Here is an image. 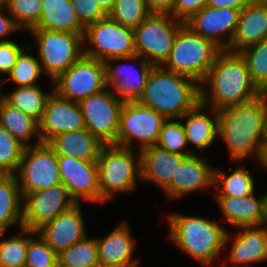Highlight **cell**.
<instances>
[{"mask_svg": "<svg viewBox=\"0 0 267 267\" xmlns=\"http://www.w3.org/2000/svg\"><path fill=\"white\" fill-rule=\"evenodd\" d=\"M218 138L227 145L230 158L243 161L257 158L267 137V103L261 94L256 98L218 111Z\"/></svg>", "mask_w": 267, "mask_h": 267, "instance_id": "cell-1", "label": "cell"}, {"mask_svg": "<svg viewBox=\"0 0 267 267\" xmlns=\"http://www.w3.org/2000/svg\"><path fill=\"white\" fill-rule=\"evenodd\" d=\"M208 86V88H207ZM261 94L240 53L223 50L201 83V103L219 111L250 101Z\"/></svg>", "mask_w": 267, "mask_h": 267, "instance_id": "cell-2", "label": "cell"}, {"mask_svg": "<svg viewBox=\"0 0 267 267\" xmlns=\"http://www.w3.org/2000/svg\"><path fill=\"white\" fill-rule=\"evenodd\" d=\"M137 102L166 119H178L201 103V83L162 66H153Z\"/></svg>", "mask_w": 267, "mask_h": 267, "instance_id": "cell-3", "label": "cell"}, {"mask_svg": "<svg viewBox=\"0 0 267 267\" xmlns=\"http://www.w3.org/2000/svg\"><path fill=\"white\" fill-rule=\"evenodd\" d=\"M169 237L181 251L202 266L212 265L221 254L227 230L223 224L209 218L170 214L168 217Z\"/></svg>", "mask_w": 267, "mask_h": 267, "instance_id": "cell-4", "label": "cell"}, {"mask_svg": "<svg viewBox=\"0 0 267 267\" xmlns=\"http://www.w3.org/2000/svg\"><path fill=\"white\" fill-rule=\"evenodd\" d=\"M222 51L214 41L194 33L183 24L162 67L202 83Z\"/></svg>", "mask_w": 267, "mask_h": 267, "instance_id": "cell-5", "label": "cell"}, {"mask_svg": "<svg viewBox=\"0 0 267 267\" xmlns=\"http://www.w3.org/2000/svg\"><path fill=\"white\" fill-rule=\"evenodd\" d=\"M133 148L104 145L96 160L102 203L117 193H130L141 179V157ZM137 156V157H136Z\"/></svg>", "mask_w": 267, "mask_h": 267, "instance_id": "cell-6", "label": "cell"}, {"mask_svg": "<svg viewBox=\"0 0 267 267\" xmlns=\"http://www.w3.org/2000/svg\"><path fill=\"white\" fill-rule=\"evenodd\" d=\"M28 32L36 39L37 58L51 82L84 55L83 35L43 29Z\"/></svg>", "mask_w": 267, "mask_h": 267, "instance_id": "cell-7", "label": "cell"}, {"mask_svg": "<svg viewBox=\"0 0 267 267\" xmlns=\"http://www.w3.org/2000/svg\"><path fill=\"white\" fill-rule=\"evenodd\" d=\"M83 44L90 45L83 48L85 56L103 62L111 58L136 55L134 30L117 23L109 16L85 27Z\"/></svg>", "mask_w": 267, "mask_h": 267, "instance_id": "cell-8", "label": "cell"}, {"mask_svg": "<svg viewBox=\"0 0 267 267\" xmlns=\"http://www.w3.org/2000/svg\"><path fill=\"white\" fill-rule=\"evenodd\" d=\"M183 24L169 14L151 13L133 29L136 55L153 66H162L168 59L176 34Z\"/></svg>", "mask_w": 267, "mask_h": 267, "instance_id": "cell-9", "label": "cell"}, {"mask_svg": "<svg viewBox=\"0 0 267 267\" xmlns=\"http://www.w3.org/2000/svg\"><path fill=\"white\" fill-rule=\"evenodd\" d=\"M166 120L163 115L137 101H126L120 111L116 145L134 149L132 145H136L137 141L139 151L154 146Z\"/></svg>", "mask_w": 267, "mask_h": 267, "instance_id": "cell-10", "label": "cell"}, {"mask_svg": "<svg viewBox=\"0 0 267 267\" xmlns=\"http://www.w3.org/2000/svg\"><path fill=\"white\" fill-rule=\"evenodd\" d=\"M15 176L22 197L61 184L58 155L47 143L26 147Z\"/></svg>", "mask_w": 267, "mask_h": 267, "instance_id": "cell-11", "label": "cell"}, {"mask_svg": "<svg viewBox=\"0 0 267 267\" xmlns=\"http://www.w3.org/2000/svg\"><path fill=\"white\" fill-rule=\"evenodd\" d=\"M51 85L53 91L60 97L79 102L107 88L105 64L103 61L83 55Z\"/></svg>", "mask_w": 267, "mask_h": 267, "instance_id": "cell-12", "label": "cell"}, {"mask_svg": "<svg viewBox=\"0 0 267 267\" xmlns=\"http://www.w3.org/2000/svg\"><path fill=\"white\" fill-rule=\"evenodd\" d=\"M85 121V129L103 144L116 145L120 111L124 101L110 88L90 95L78 102Z\"/></svg>", "mask_w": 267, "mask_h": 267, "instance_id": "cell-13", "label": "cell"}, {"mask_svg": "<svg viewBox=\"0 0 267 267\" xmlns=\"http://www.w3.org/2000/svg\"><path fill=\"white\" fill-rule=\"evenodd\" d=\"M76 204L62 183L25 194L22 203V228L37 231Z\"/></svg>", "mask_w": 267, "mask_h": 267, "instance_id": "cell-14", "label": "cell"}, {"mask_svg": "<svg viewBox=\"0 0 267 267\" xmlns=\"http://www.w3.org/2000/svg\"><path fill=\"white\" fill-rule=\"evenodd\" d=\"M58 165L61 182L76 203L81 200L102 203L96 161L58 155Z\"/></svg>", "mask_w": 267, "mask_h": 267, "instance_id": "cell-15", "label": "cell"}, {"mask_svg": "<svg viewBox=\"0 0 267 267\" xmlns=\"http://www.w3.org/2000/svg\"><path fill=\"white\" fill-rule=\"evenodd\" d=\"M118 61H137L140 68L127 63L114 67L112 64ZM104 64L106 87L112 89L116 96L124 102L137 101L143 93L153 65L139 55L111 58Z\"/></svg>", "mask_w": 267, "mask_h": 267, "instance_id": "cell-16", "label": "cell"}, {"mask_svg": "<svg viewBox=\"0 0 267 267\" xmlns=\"http://www.w3.org/2000/svg\"><path fill=\"white\" fill-rule=\"evenodd\" d=\"M39 123L41 143L70 131L85 129V121L78 102L60 97L52 91Z\"/></svg>", "mask_w": 267, "mask_h": 267, "instance_id": "cell-17", "label": "cell"}, {"mask_svg": "<svg viewBox=\"0 0 267 267\" xmlns=\"http://www.w3.org/2000/svg\"><path fill=\"white\" fill-rule=\"evenodd\" d=\"M239 9L203 7L184 24L194 33L214 41L223 50L231 44L236 30Z\"/></svg>", "mask_w": 267, "mask_h": 267, "instance_id": "cell-18", "label": "cell"}, {"mask_svg": "<svg viewBox=\"0 0 267 267\" xmlns=\"http://www.w3.org/2000/svg\"><path fill=\"white\" fill-rule=\"evenodd\" d=\"M238 234L227 231L224 245L231 241L227 263L232 267H248L251 264L267 262V225L240 227ZM230 233V234H229Z\"/></svg>", "mask_w": 267, "mask_h": 267, "instance_id": "cell-19", "label": "cell"}, {"mask_svg": "<svg viewBox=\"0 0 267 267\" xmlns=\"http://www.w3.org/2000/svg\"><path fill=\"white\" fill-rule=\"evenodd\" d=\"M80 205L77 203L36 231L57 254L81 241L88 234Z\"/></svg>", "mask_w": 267, "mask_h": 267, "instance_id": "cell-20", "label": "cell"}, {"mask_svg": "<svg viewBox=\"0 0 267 267\" xmlns=\"http://www.w3.org/2000/svg\"><path fill=\"white\" fill-rule=\"evenodd\" d=\"M214 168L204 157L189 155L174 173L170 185L163 191L170 201L201 189L214 188Z\"/></svg>", "mask_w": 267, "mask_h": 267, "instance_id": "cell-21", "label": "cell"}, {"mask_svg": "<svg viewBox=\"0 0 267 267\" xmlns=\"http://www.w3.org/2000/svg\"><path fill=\"white\" fill-rule=\"evenodd\" d=\"M129 224L122 221L105 237H96L99 265L107 267H136L139 259L132 258L136 244Z\"/></svg>", "mask_w": 267, "mask_h": 267, "instance_id": "cell-22", "label": "cell"}, {"mask_svg": "<svg viewBox=\"0 0 267 267\" xmlns=\"http://www.w3.org/2000/svg\"><path fill=\"white\" fill-rule=\"evenodd\" d=\"M224 219L236 230L240 227L261 226L266 224L265 194L257 198L248 196H214Z\"/></svg>", "mask_w": 267, "mask_h": 267, "instance_id": "cell-23", "label": "cell"}, {"mask_svg": "<svg viewBox=\"0 0 267 267\" xmlns=\"http://www.w3.org/2000/svg\"><path fill=\"white\" fill-rule=\"evenodd\" d=\"M267 39V0H255L240 11L236 30L227 51L239 53Z\"/></svg>", "mask_w": 267, "mask_h": 267, "instance_id": "cell-24", "label": "cell"}, {"mask_svg": "<svg viewBox=\"0 0 267 267\" xmlns=\"http://www.w3.org/2000/svg\"><path fill=\"white\" fill-rule=\"evenodd\" d=\"M187 156L171 153L156 145L140 150L141 181H149L164 191Z\"/></svg>", "mask_w": 267, "mask_h": 267, "instance_id": "cell-25", "label": "cell"}, {"mask_svg": "<svg viewBox=\"0 0 267 267\" xmlns=\"http://www.w3.org/2000/svg\"><path fill=\"white\" fill-rule=\"evenodd\" d=\"M206 105L200 103L196 108L179 118L185 130L187 144H193L199 150H205L218 138L219 118L218 111L210 107L207 115ZM185 121V122H183Z\"/></svg>", "mask_w": 267, "mask_h": 267, "instance_id": "cell-26", "label": "cell"}, {"mask_svg": "<svg viewBox=\"0 0 267 267\" xmlns=\"http://www.w3.org/2000/svg\"><path fill=\"white\" fill-rule=\"evenodd\" d=\"M32 29L84 35L71 0H42L39 22Z\"/></svg>", "mask_w": 267, "mask_h": 267, "instance_id": "cell-27", "label": "cell"}, {"mask_svg": "<svg viewBox=\"0 0 267 267\" xmlns=\"http://www.w3.org/2000/svg\"><path fill=\"white\" fill-rule=\"evenodd\" d=\"M57 155H66L84 161H96L103 144L87 129L61 133L47 143Z\"/></svg>", "mask_w": 267, "mask_h": 267, "instance_id": "cell-28", "label": "cell"}, {"mask_svg": "<svg viewBox=\"0 0 267 267\" xmlns=\"http://www.w3.org/2000/svg\"><path fill=\"white\" fill-rule=\"evenodd\" d=\"M22 203L20 187L15 175L0 174V232L17 224L22 228Z\"/></svg>", "mask_w": 267, "mask_h": 267, "instance_id": "cell-29", "label": "cell"}, {"mask_svg": "<svg viewBox=\"0 0 267 267\" xmlns=\"http://www.w3.org/2000/svg\"><path fill=\"white\" fill-rule=\"evenodd\" d=\"M0 125L5 128L25 148L41 143L39 123L33 117L24 114L5 102L0 108ZM37 135L34 144H30L32 136ZM37 142V143H36Z\"/></svg>", "mask_w": 267, "mask_h": 267, "instance_id": "cell-30", "label": "cell"}, {"mask_svg": "<svg viewBox=\"0 0 267 267\" xmlns=\"http://www.w3.org/2000/svg\"><path fill=\"white\" fill-rule=\"evenodd\" d=\"M253 176L244 166L237 167L227 175L222 169L214 168L213 187L217 189L215 196H248L255 192Z\"/></svg>", "mask_w": 267, "mask_h": 267, "instance_id": "cell-31", "label": "cell"}, {"mask_svg": "<svg viewBox=\"0 0 267 267\" xmlns=\"http://www.w3.org/2000/svg\"><path fill=\"white\" fill-rule=\"evenodd\" d=\"M51 94L45 93L41 85L17 87L6 94V102L39 122Z\"/></svg>", "mask_w": 267, "mask_h": 267, "instance_id": "cell-32", "label": "cell"}, {"mask_svg": "<svg viewBox=\"0 0 267 267\" xmlns=\"http://www.w3.org/2000/svg\"><path fill=\"white\" fill-rule=\"evenodd\" d=\"M19 234L4 239L0 232V267H25L29 240L37 233L20 228Z\"/></svg>", "mask_w": 267, "mask_h": 267, "instance_id": "cell-33", "label": "cell"}, {"mask_svg": "<svg viewBox=\"0 0 267 267\" xmlns=\"http://www.w3.org/2000/svg\"><path fill=\"white\" fill-rule=\"evenodd\" d=\"M58 261L70 267H97L99 266L98 244L96 238L88 235L62 250L58 254Z\"/></svg>", "mask_w": 267, "mask_h": 267, "instance_id": "cell-34", "label": "cell"}, {"mask_svg": "<svg viewBox=\"0 0 267 267\" xmlns=\"http://www.w3.org/2000/svg\"><path fill=\"white\" fill-rule=\"evenodd\" d=\"M245 59L254 85L262 91L267 86V39L239 52Z\"/></svg>", "mask_w": 267, "mask_h": 267, "instance_id": "cell-35", "label": "cell"}, {"mask_svg": "<svg viewBox=\"0 0 267 267\" xmlns=\"http://www.w3.org/2000/svg\"><path fill=\"white\" fill-rule=\"evenodd\" d=\"M151 13L145 0H116L108 16L129 28H137Z\"/></svg>", "mask_w": 267, "mask_h": 267, "instance_id": "cell-36", "label": "cell"}, {"mask_svg": "<svg viewBox=\"0 0 267 267\" xmlns=\"http://www.w3.org/2000/svg\"><path fill=\"white\" fill-rule=\"evenodd\" d=\"M187 139L182 121L178 119H167L160 130L156 146L171 153L180 155H192L193 149L186 150Z\"/></svg>", "mask_w": 267, "mask_h": 267, "instance_id": "cell-37", "label": "cell"}, {"mask_svg": "<svg viewBox=\"0 0 267 267\" xmlns=\"http://www.w3.org/2000/svg\"><path fill=\"white\" fill-rule=\"evenodd\" d=\"M24 49L17 57L12 71L8 74L12 83L17 87L38 85V79L43 75L40 62L34 55Z\"/></svg>", "mask_w": 267, "mask_h": 267, "instance_id": "cell-38", "label": "cell"}, {"mask_svg": "<svg viewBox=\"0 0 267 267\" xmlns=\"http://www.w3.org/2000/svg\"><path fill=\"white\" fill-rule=\"evenodd\" d=\"M41 3L42 0H6L3 5L15 23L28 31L39 22Z\"/></svg>", "mask_w": 267, "mask_h": 267, "instance_id": "cell-39", "label": "cell"}, {"mask_svg": "<svg viewBox=\"0 0 267 267\" xmlns=\"http://www.w3.org/2000/svg\"><path fill=\"white\" fill-rule=\"evenodd\" d=\"M24 146L0 125V174L15 175Z\"/></svg>", "mask_w": 267, "mask_h": 267, "instance_id": "cell-40", "label": "cell"}, {"mask_svg": "<svg viewBox=\"0 0 267 267\" xmlns=\"http://www.w3.org/2000/svg\"><path fill=\"white\" fill-rule=\"evenodd\" d=\"M57 262L58 254L36 233L29 240L25 267H55Z\"/></svg>", "mask_w": 267, "mask_h": 267, "instance_id": "cell-41", "label": "cell"}, {"mask_svg": "<svg viewBox=\"0 0 267 267\" xmlns=\"http://www.w3.org/2000/svg\"><path fill=\"white\" fill-rule=\"evenodd\" d=\"M71 3L84 27L108 16L97 0H71Z\"/></svg>", "mask_w": 267, "mask_h": 267, "instance_id": "cell-42", "label": "cell"}, {"mask_svg": "<svg viewBox=\"0 0 267 267\" xmlns=\"http://www.w3.org/2000/svg\"><path fill=\"white\" fill-rule=\"evenodd\" d=\"M30 51V46H20L13 40L0 42V73L8 75L16 63L17 57L24 50Z\"/></svg>", "mask_w": 267, "mask_h": 267, "instance_id": "cell-43", "label": "cell"}, {"mask_svg": "<svg viewBox=\"0 0 267 267\" xmlns=\"http://www.w3.org/2000/svg\"><path fill=\"white\" fill-rule=\"evenodd\" d=\"M207 4V0H176L173 12L170 14L176 20L185 23Z\"/></svg>", "mask_w": 267, "mask_h": 267, "instance_id": "cell-44", "label": "cell"}, {"mask_svg": "<svg viewBox=\"0 0 267 267\" xmlns=\"http://www.w3.org/2000/svg\"><path fill=\"white\" fill-rule=\"evenodd\" d=\"M3 11H6V8L3 4H0V42L8 41L9 35L13 32L21 29L14 21L11 15L5 16Z\"/></svg>", "mask_w": 267, "mask_h": 267, "instance_id": "cell-45", "label": "cell"}, {"mask_svg": "<svg viewBox=\"0 0 267 267\" xmlns=\"http://www.w3.org/2000/svg\"><path fill=\"white\" fill-rule=\"evenodd\" d=\"M176 0H145L150 13L171 14Z\"/></svg>", "mask_w": 267, "mask_h": 267, "instance_id": "cell-46", "label": "cell"}, {"mask_svg": "<svg viewBox=\"0 0 267 267\" xmlns=\"http://www.w3.org/2000/svg\"><path fill=\"white\" fill-rule=\"evenodd\" d=\"M255 0H207V6L213 8H233L242 10Z\"/></svg>", "mask_w": 267, "mask_h": 267, "instance_id": "cell-47", "label": "cell"}, {"mask_svg": "<svg viewBox=\"0 0 267 267\" xmlns=\"http://www.w3.org/2000/svg\"><path fill=\"white\" fill-rule=\"evenodd\" d=\"M257 160L259 163L261 162L260 164L267 170V137L261 144Z\"/></svg>", "mask_w": 267, "mask_h": 267, "instance_id": "cell-48", "label": "cell"}, {"mask_svg": "<svg viewBox=\"0 0 267 267\" xmlns=\"http://www.w3.org/2000/svg\"><path fill=\"white\" fill-rule=\"evenodd\" d=\"M102 9L108 14L114 7L116 0H97Z\"/></svg>", "mask_w": 267, "mask_h": 267, "instance_id": "cell-49", "label": "cell"}, {"mask_svg": "<svg viewBox=\"0 0 267 267\" xmlns=\"http://www.w3.org/2000/svg\"><path fill=\"white\" fill-rule=\"evenodd\" d=\"M0 80H1V78H0ZM1 85H3V83L0 84V108L6 102V94H2V90H1L2 86Z\"/></svg>", "mask_w": 267, "mask_h": 267, "instance_id": "cell-50", "label": "cell"}, {"mask_svg": "<svg viewBox=\"0 0 267 267\" xmlns=\"http://www.w3.org/2000/svg\"><path fill=\"white\" fill-rule=\"evenodd\" d=\"M261 95L267 98V86L261 91Z\"/></svg>", "mask_w": 267, "mask_h": 267, "instance_id": "cell-51", "label": "cell"}, {"mask_svg": "<svg viewBox=\"0 0 267 267\" xmlns=\"http://www.w3.org/2000/svg\"><path fill=\"white\" fill-rule=\"evenodd\" d=\"M265 209H266V223H267V192L265 193Z\"/></svg>", "mask_w": 267, "mask_h": 267, "instance_id": "cell-52", "label": "cell"}, {"mask_svg": "<svg viewBox=\"0 0 267 267\" xmlns=\"http://www.w3.org/2000/svg\"><path fill=\"white\" fill-rule=\"evenodd\" d=\"M55 267H70V266L61 264V263L58 261Z\"/></svg>", "mask_w": 267, "mask_h": 267, "instance_id": "cell-53", "label": "cell"}, {"mask_svg": "<svg viewBox=\"0 0 267 267\" xmlns=\"http://www.w3.org/2000/svg\"><path fill=\"white\" fill-rule=\"evenodd\" d=\"M6 0H0V4H3Z\"/></svg>", "mask_w": 267, "mask_h": 267, "instance_id": "cell-54", "label": "cell"}]
</instances>
